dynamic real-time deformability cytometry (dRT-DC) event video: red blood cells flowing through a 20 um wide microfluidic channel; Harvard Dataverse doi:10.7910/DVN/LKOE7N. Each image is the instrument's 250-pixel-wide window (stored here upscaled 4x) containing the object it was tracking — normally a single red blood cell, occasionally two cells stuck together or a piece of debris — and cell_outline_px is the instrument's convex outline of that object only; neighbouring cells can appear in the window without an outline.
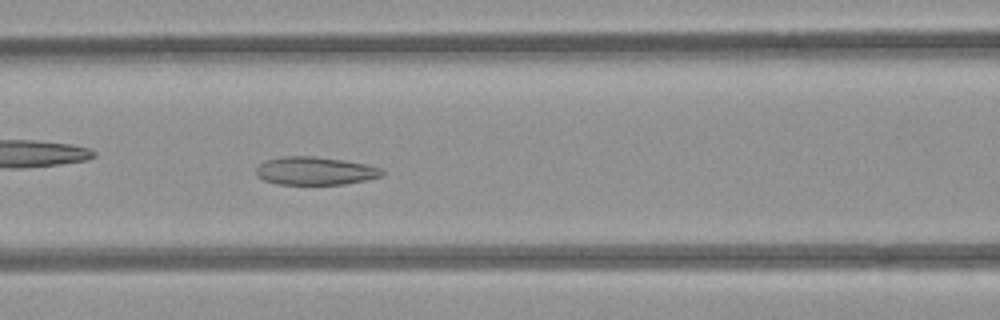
{"species": "common noctule bat (a hibernating species)", "species_latin": "Nyctalus noctula", "temperature_condition": "room temperature", "stored_images_in_passage": 41, "camera_frame_rate_fps": 3000, "um_per_image_px": 0.085, "animal": {"sex": "female", "body_mass_g": 21.9}, "frame": {"image": 1, "passage_image": 13, "time_ms": 4.0, "image_size_px": [1000, 320], "cell_outline_px": [[384, 172], [380, 176], [364, 180], [344, 184], [276, 184], [264, 180], [256, 176], [256, 168], [264, 160], [284, 156], [316, 156], [344, 160], [384, 168]], "centroid_in_image_um": [26.75, 14.52], "position_along_channel_um": 139.8, "area_um2": 20.63}}
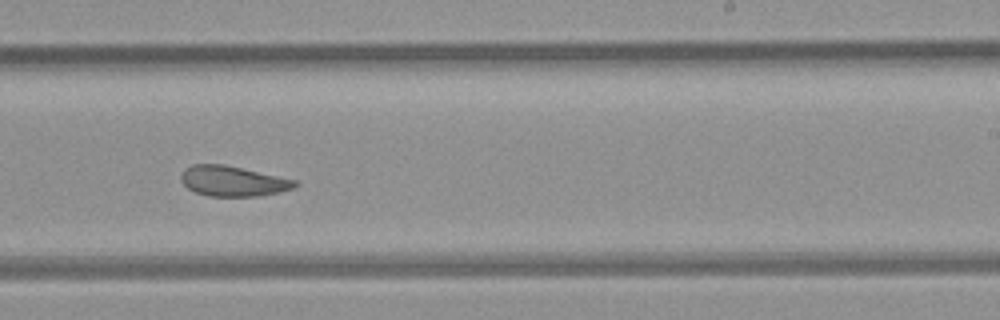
{"frame": {"image": 2, "passage_image": 23, "time_ms": 7.333, "image_size_px": [1000, 320], "cell_outline_px": [[300, 184], [292, 188], [280, 192], [260, 196], [208, 196], [196, 192], [188, 188], [180, 180], [180, 176], [184, 168], [192, 164], [224, 164], [296, 180]], "centroid_in_image_um": [19.78, 15.39], "position_along_channel_um": 269.2, "area_um2": 20.11}}
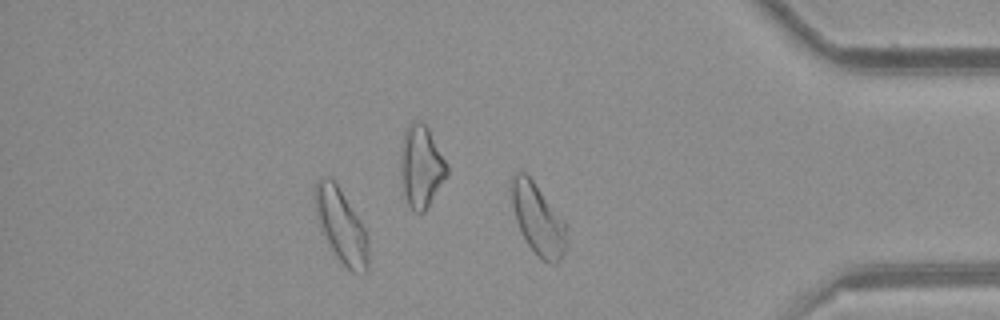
{"frame": {"image": 3, "passage_image": 34, "time_ms": 11.0, "image_size_px": [1000, 320], "cell_outline_px": [[368, 272], [364, 276], [360, 276], [352, 272], [336, 256], [320, 232], [312, 196], [316, 184], [320, 176], [328, 176], [336, 184], [364, 228], [368, 236]], "centroid_in_image_um": [28.97, 19.24], "position_along_channel_um": 406.2, "area_um2": 23.18}, "authors_computed_cell_mechanics": {"area_um2": 21.5594, "velocity_mm_per_s": 3.8876, "shape_relaxation_time_tau1_ms": null, "shape_relaxation_time_tau2_ms": 2.7494, "deformation_change_tau1": null, "deformation_change_tau2": 0.0971}}